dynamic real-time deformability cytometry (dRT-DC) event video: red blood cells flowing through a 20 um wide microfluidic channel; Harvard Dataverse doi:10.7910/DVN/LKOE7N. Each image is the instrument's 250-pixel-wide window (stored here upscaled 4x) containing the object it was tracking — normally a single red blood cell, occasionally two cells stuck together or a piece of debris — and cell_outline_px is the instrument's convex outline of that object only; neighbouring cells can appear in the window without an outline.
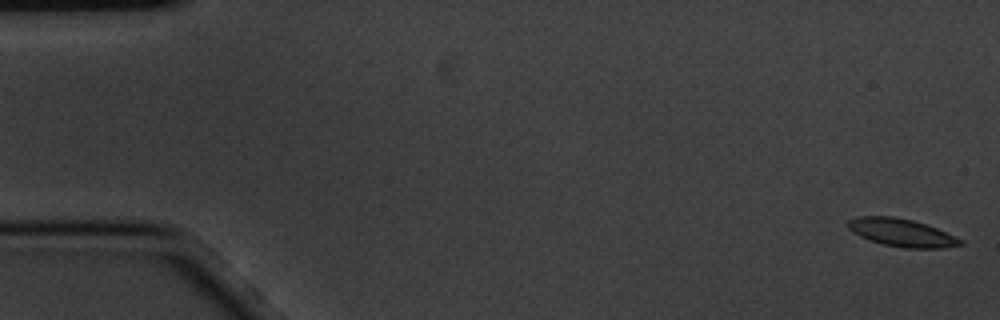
{"species": "common noctule bat (a hibernating species)", "species_latin": "Nyctalus noctula", "temperature_condition": "cold", "stored_images_in_passage": 11, "segment_of_instrument_passage": [1, 2], "camera_frame_rate_fps": 3000, "um_per_image_px": 0.085, "animal": {"sex": "male", "body_mass_g": 20.1, "forearm_length_mm": 53.5}, "frame": {"image": 1, "passage_image": 1, "time_ms": 0.0, "image_size_px": [1000, 320], "cell_outline_px": [[964, 244], [944, 248], [904, 248], [884, 244], [868, 240], [852, 232], [848, 228], [848, 220], [860, 216], [892, 216], [912, 220], [936, 228], [964, 240]], "centroid_in_image_um": [76.64, 19.78], "position_along_channel_um": 8.4, "area_um2": 18.15}}
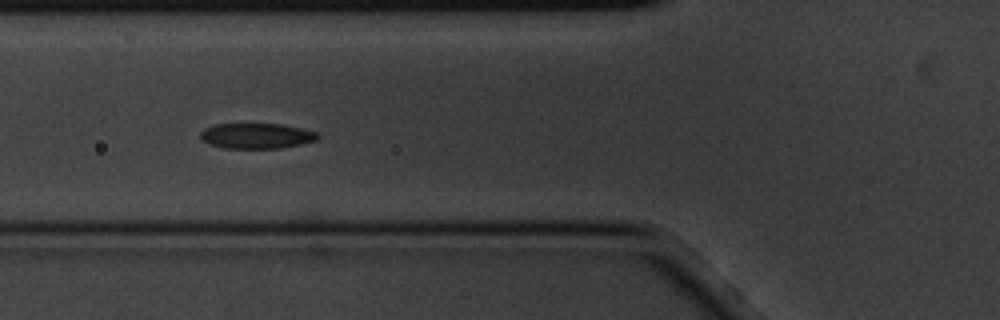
{"frame": {"image": 2, "passage_image": 6, "time_ms": 1.667, "image_size_px": [1000, 320], "cell_outline_px": [[320, 136], [316, 140], [300, 144], [280, 148], [224, 148], [208, 144], [200, 136], [200, 132], [204, 128], [216, 124], [280, 124], [300, 128], [316, 132]], "centroid_in_image_um": [21.78, 11.55], "position_along_channel_um": 104.0, "area_um2": 17.22}}
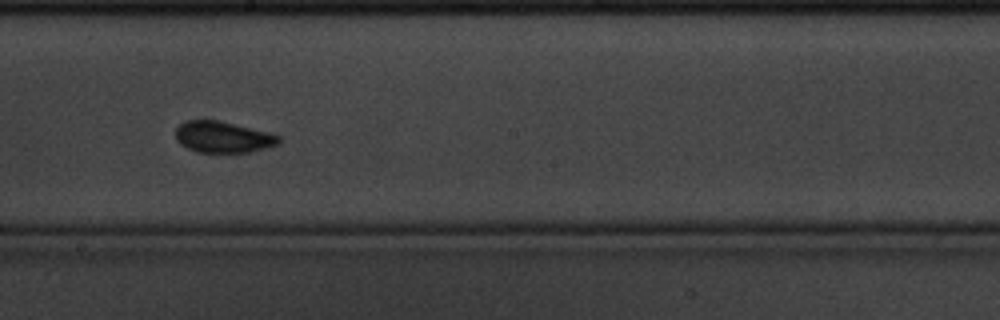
{"frame": {"image": 3, "passage_image": 9, "time_ms": 2.667, "image_size_px": [1000, 320], "cell_outline_px": [[280, 140], [276, 144], [264, 148], [248, 152], [196, 152], [180, 144], [176, 140], [176, 128], [184, 120], [216, 120], [268, 132], [280, 136]], "centroid_in_image_um": [18.9, 11.64], "position_along_channel_um": 229.3, "area_um2": 18.55}}